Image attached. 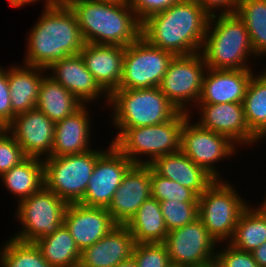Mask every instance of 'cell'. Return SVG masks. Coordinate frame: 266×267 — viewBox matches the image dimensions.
Returning a JSON list of instances; mask_svg holds the SVG:
<instances>
[{"label": "cell", "instance_id": "40", "mask_svg": "<svg viewBox=\"0 0 266 267\" xmlns=\"http://www.w3.org/2000/svg\"><path fill=\"white\" fill-rule=\"evenodd\" d=\"M0 121L8 126L12 122V106L8 86V68L0 65Z\"/></svg>", "mask_w": 266, "mask_h": 267}, {"label": "cell", "instance_id": "23", "mask_svg": "<svg viewBox=\"0 0 266 267\" xmlns=\"http://www.w3.org/2000/svg\"><path fill=\"white\" fill-rule=\"evenodd\" d=\"M148 165L156 174L189 188L198 197L215 181L210 174L196 165L181 150L157 157Z\"/></svg>", "mask_w": 266, "mask_h": 267}, {"label": "cell", "instance_id": "25", "mask_svg": "<svg viewBox=\"0 0 266 267\" xmlns=\"http://www.w3.org/2000/svg\"><path fill=\"white\" fill-rule=\"evenodd\" d=\"M9 67L8 86L10 89L13 121L16 115L36 108L39 87L47 71L46 68L25 64Z\"/></svg>", "mask_w": 266, "mask_h": 267}, {"label": "cell", "instance_id": "16", "mask_svg": "<svg viewBox=\"0 0 266 267\" xmlns=\"http://www.w3.org/2000/svg\"><path fill=\"white\" fill-rule=\"evenodd\" d=\"M196 108L202 128L225 135L241 147L259 143L250 133L242 103L197 104Z\"/></svg>", "mask_w": 266, "mask_h": 267}, {"label": "cell", "instance_id": "33", "mask_svg": "<svg viewBox=\"0 0 266 267\" xmlns=\"http://www.w3.org/2000/svg\"><path fill=\"white\" fill-rule=\"evenodd\" d=\"M1 267H52L35 243L9 238L0 249Z\"/></svg>", "mask_w": 266, "mask_h": 267}, {"label": "cell", "instance_id": "17", "mask_svg": "<svg viewBox=\"0 0 266 267\" xmlns=\"http://www.w3.org/2000/svg\"><path fill=\"white\" fill-rule=\"evenodd\" d=\"M151 197L150 166L134 164L123 177L107 208L117 225H126Z\"/></svg>", "mask_w": 266, "mask_h": 267}, {"label": "cell", "instance_id": "38", "mask_svg": "<svg viewBox=\"0 0 266 267\" xmlns=\"http://www.w3.org/2000/svg\"><path fill=\"white\" fill-rule=\"evenodd\" d=\"M224 246H221L223 250H216L215 261L220 267H258L252 253L238 250L229 243Z\"/></svg>", "mask_w": 266, "mask_h": 267}, {"label": "cell", "instance_id": "45", "mask_svg": "<svg viewBox=\"0 0 266 267\" xmlns=\"http://www.w3.org/2000/svg\"><path fill=\"white\" fill-rule=\"evenodd\" d=\"M7 130V126L0 121V136Z\"/></svg>", "mask_w": 266, "mask_h": 267}, {"label": "cell", "instance_id": "9", "mask_svg": "<svg viewBox=\"0 0 266 267\" xmlns=\"http://www.w3.org/2000/svg\"><path fill=\"white\" fill-rule=\"evenodd\" d=\"M17 204L14 214L22 227L18 234L10 236L16 240L34 243L63 224L67 203L45 186Z\"/></svg>", "mask_w": 266, "mask_h": 267}, {"label": "cell", "instance_id": "44", "mask_svg": "<svg viewBox=\"0 0 266 267\" xmlns=\"http://www.w3.org/2000/svg\"><path fill=\"white\" fill-rule=\"evenodd\" d=\"M115 267H138L135 259L131 256L128 260L122 261L117 264Z\"/></svg>", "mask_w": 266, "mask_h": 267}, {"label": "cell", "instance_id": "29", "mask_svg": "<svg viewBox=\"0 0 266 267\" xmlns=\"http://www.w3.org/2000/svg\"><path fill=\"white\" fill-rule=\"evenodd\" d=\"M242 104L250 133L263 141L266 138V68L251 77Z\"/></svg>", "mask_w": 266, "mask_h": 267}, {"label": "cell", "instance_id": "7", "mask_svg": "<svg viewBox=\"0 0 266 267\" xmlns=\"http://www.w3.org/2000/svg\"><path fill=\"white\" fill-rule=\"evenodd\" d=\"M233 187L230 181L215 180L198 197V218L220 244L232 239L241 213L250 204Z\"/></svg>", "mask_w": 266, "mask_h": 267}, {"label": "cell", "instance_id": "27", "mask_svg": "<svg viewBox=\"0 0 266 267\" xmlns=\"http://www.w3.org/2000/svg\"><path fill=\"white\" fill-rule=\"evenodd\" d=\"M4 187L18 198V203L44 186L43 159L27 157L0 176Z\"/></svg>", "mask_w": 266, "mask_h": 267}, {"label": "cell", "instance_id": "4", "mask_svg": "<svg viewBox=\"0 0 266 267\" xmlns=\"http://www.w3.org/2000/svg\"><path fill=\"white\" fill-rule=\"evenodd\" d=\"M201 53L209 69H252L248 61L257 59L246 25L236 12L210 16Z\"/></svg>", "mask_w": 266, "mask_h": 267}, {"label": "cell", "instance_id": "47", "mask_svg": "<svg viewBox=\"0 0 266 267\" xmlns=\"http://www.w3.org/2000/svg\"><path fill=\"white\" fill-rule=\"evenodd\" d=\"M202 267H220L216 261L210 263V264H207V265H203Z\"/></svg>", "mask_w": 266, "mask_h": 267}, {"label": "cell", "instance_id": "48", "mask_svg": "<svg viewBox=\"0 0 266 267\" xmlns=\"http://www.w3.org/2000/svg\"><path fill=\"white\" fill-rule=\"evenodd\" d=\"M99 1H111V2H117V3H127L129 0H99Z\"/></svg>", "mask_w": 266, "mask_h": 267}, {"label": "cell", "instance_id": "21", "mask_svg": "<svg viewBox=\"0 0 266 267\" xmlns=\"http://www.w3.org/2000/svg\"><path fill=\"white\" fill-rule=\"evenodd\" d=\"M124 51L125 47L119 45L86 43L79 52L86 68L108 95L119 88Z\"/></svg>", "mask_w": 266, "mask_h": 267}, {"label": "cell", "instance_id": "8", "mask_svg": "<svg viewBox=\"0 0 266 267\" xmlns=\"http://www.w3.org/2000/svg\"><path fill=\"white\" fill-rule=\"evenodd\" d=\"M100 149L44 158V186L67 204L79 203L84 197L97 159L106 151L102 147Z\"/></svg>", "mask_w": 266, "mask_h": 267}, {"label": "cell", "instance_id": "26", "mask_svg": "<svg viewBox=\"0 0 266 267\" xmlns=\"http://www.w3.org/2000/svg\"><path fill=\"white\" fill-rule=\"evenodd\" d=\"M125 226L135 243H164L168 234L159 201L152 196L145 200Z\"/></svg>", "mask_w": 266, "mask_h": 267}, {"label": "cell", "instance_id": "14", "mask_svg": "<svg viewBox=\"0 0 266 267\" xmlns=\"http://www.w3.org/2000/svg\"><path fill=\"white\" fill-rule=\"evenodd\" d=\"M108 148L95 163L81 205L108 208L123 177L134 165L112 143Z\"/></svg>", "mask_w": 266, "mask_h": 267}, {"label": "cell", "instance_id": "12", "mask_svg": "<svg viewBox=\"0 0 266 267\" xmlns=\"http://www.w3.org/2000/svg\"><path fill=\"white\" fill-rule=\"evenodd\" d=\"M191 120L190 115L182 126L180 150L215 180H221L223 176L219 175L215 163L230 159L229 156L237 152L238 145L227 136L204 129Z\"/></svg>", "mask_w": 266, "mask_h": 267}, {"label": "cell", "instance_id": "36", "mask_svg": "<svg viewBox=\"0 0 266 267\" xmlns=\"http://www.w3.org/2000/svg\"><path fill=\"white\" fill-rule=\"evenodd\" d=\"M132 257L138 267H172L164 243H135Z\"/></svg>", "mask_w": 266, "mask_h": 267}, {"label": "cell", "instance_id": "42", "mask_svg": "<svg viewBox=\"0 0 266 267\" xmlns=\"http://www.w3.org/2000/svg\"><path fill=\"white\" fill-rule=\"evenodd\" d=\"M258 267H266V242L251 252Z\"/></svg>", "mask_w": 266, "mask_h": 267}, {"label": "cell", "instance_id": "5", "mask_svg": "<svg viewBox=\"0 0 266 267\" xmlns=\"http://www.w3.org/2000/svg\"><path fill=\"white\" fill-rule=\"evenodd\" d=\"M189 116V113L180 111L161 124L116 128L118 133L110 143L134 164L148 165L157 157L180 151L181 129Z\"/></svg>", "mask_w": 266, "mask_h": 267}, {"label": "cell", "instance_id": "22", "mask_svg": "<svg viewBox=\"0 0 266 267\" xmlns=\"http://www.w3.org/2000/svg\"><path fill=\"white\" fill-rule=\"evenodd\" d=\"M134 239L125 225L115 226L108 234L81 252L83 267H115L132 256Z\"/></svg>", "mask_w": 266, "mask_h": 267}, {"label": "cell", "instance_id": "15", "mask_svg": "<svg viewBox=\"0 0 266 267\" xmlns=\"http://www.w3.org/2000/svg\"><path fill=\"white\" fill-rule=\"evenodd\" d=\"M55 123L37 108L18 114L7 131L22 147L27 157H51ZM45 155V156H44Z\"/></svg>", "mask_w": 266, "mask_h": 267}, {"label": "cell", "instance_id": "19", "mask_svg": "<svg viewBox=\"0 0 266 267\" xmlns=\"http://www.w3.org/2000/svg\"><path fill=\"white\" fill-rule=\"evenodd\" d=\"M63 224L81 252L117 226L107 208L87 207L79 203L67 204Z\"/></svg>", "mask_w": 266, "mask_h": 267}, {"label": "cell", "instance_id": "46", "mask_svg": "<svg viewBox=\"0 0 266 267\" xmlns=\"http://www.w3.org/2000/svg\"><path fill=\"white\" fill-rule=\"evenodd\" d=\"M263 198H264L263 199L264 201L261 204H259L258 206L266 213V196H264Z\"/></svg>", "mask_w": 266, "mask_h": 267}, {"label": "cell", "instance_id": "6", "mask_svg": "<svg viewBox=\"0 0 266 267\" xmlns=\"http://www.w3.org/2000/svg\"><path fill=\"white\" fill-rule=\"evenodd\" d=\"M109 108L115 128L157 125L171 120L180 112L159 87L116 89L109 95Z\"/></svg>", "mask_w": 266, "mask_h": 267}, {"label": "cell", "instance_id": "18", "mask_svg": "<svg viewBox=\"0 0 266 267\" xmlns=\"http://www.w3.org/2000/svg\"><path fill=\"white\" fill-rule=\"evenodd\" d=\"M46 70L51 78L71 92L83 105H91L95 100L98 102L103 96V103L108 107L109 95L95 81L80 54L55 61Z\"/></svg>", "mask_w": 266, "mask_h": 267}, {"label": "cell", "instance_id": "41", "mask_svg": "<svg viewBox=\"0 0 266 267\" xmlns=\"http://www.w3.org/2000/svg\"><path fill=\"white\" fill-rule=\"evenodd\" d=\"M196 1L204 8V10L210 16L216 14L235 13L238 5V0H196Z\"/></svg>", "mask_w": 266, "mask_h": 267}, {"label": "cell", "instance_id": "34", "mask_svg": "<svg viewBox=\"0 0 266 267\" xmlns=\"http://www.w3.org/2000/svg\"><path fill=\"white\" fill-rule=\"evenodd\" d=\"M151 196L159 202L172 200L177 202H198V196L178 182L156 174L150 167Z\"/></svg>", "mask_w": 266, "mask_h": 267}, {"label": "cell", "instance_id": "28", "mask_svg": "<svg viewBox=\"0 0 266 267\" xmlns=\"http://www.w3.org/2000/svg\"><path fill=\"white\" fill-rule=\"evenodd\" d=\"M83 104L48 74L41 81L36 108L54 123L72 115Z\"/></svg>", "mask_w": 266, "mask_h": 267}, {"label": "cell", "instance_id": "2", "mask_svg": "<svg viewBox=\"0 0 266 267\" xmlns=\"http://www.w3.org/2000/svg\"><path fill=\"white\" fill-rule=\"evenodd\" d=\"M42 12L27 35L22 63L47 69L55 61L79 54L86 43L76 14L64 0Z\"/></svg>", "mask_w": 266, "mask_h": 267}, {"label": "cell", "instance_id": "35", "mask_svg": "<svg viewBox=\"0 0 266 267\" xmlns=\"http://www.w3.org/2000/svg\"><path fill=\"white\" fill-rule=\"evenodd\" d=\"M159 204L168 232L182 228L198 218V202L164 200Z\"/></svg>", "mask_w": 266, "mask_h": 267}, {"label": "cell", "instance_id": "11", "mask_svg": "<svg viewBox=\"0 0 266 267\" xmlns=\"http://www.w3.org/2000/svg\"><path fill=\"white\" fill-rule=\"evenodd\" d=\"M206 70L207 65L201 52L175 56L159 88L179 111L192 115L190 110L198 103Z\"/></svg>", "mask_w": 266, "mask_h": 267}, {"label": "cell", "instance_id": "20", "mask_svg": "<svg viewBox=\"0 0 266 267\" xmlns=\"http://www.w3.org/2000/svg\"><path fill=\"white\" fill-rule=\"evenodd\" d=\"M254 74L251 69L207 68L197 104L242 103Z\"/></svg>", "mask_w": 266, "mask_h": 267}, {"label": "cell", "instance_id": "31", "mask_svg": "<svg viewBox=\"0 0 266 267\" xmlns=\"http://www.w3.org/2000/svg\"><path fill=\"white\" fill-rule=\"evenodd\" d=\"M34 243L52 267H67L80 263L81 251L64 224L53 234Z\"/></svg>", "mask_w": 266, "mask_h": 267}, {"label": "cell", "instance_id": "43", "mask_svg": "<svg viewBox=\"0 0 266 267\" xmlns=\"http://www.w3.org/2000/svg\"><path fill=\"white\" fill-rule=\"evenodd\" d=\"M40 1V0H8L9 4L11 5V7H15V8H20L23 7L24 5H30L35 4V2ZM42 1V0H41ZM58 0H44L42 2H44V8H47L49 6H53Z\"/></svg>", "mask_w": 266, "mask_h": 267}, {"label": "cell", "instance_id": "37", "mask_svg": "<svg viewBox=\"0 0 266 267\" xmlns=\"http://www.w3.org/2000/svg\"><path fill=\"white\" fill-rule=\"evenodd\" d=\"M26 158L27 156L22 147L6 130L0 136V176L12 167L20 164Z\"/></svg>", "mask_w": 266, "mask_h": 267}, {"label": "cell", "instance_id": "1", "mask_svg": "<svg viewBox=\"0 0 266 267\" xmlns=\"http://www.w3.org/2000/svg\"><path fill=\"white\" fill-rule=\"evenodd\" d=\"M209 19L196 0H180L143 21L141 37L175 56L196 54L202 51Z\"/></svg>", "mask_w": 266, "mask_h": 267}, {"label": "cell", "instance_id": "30", "mask_svg": "<svg viewBox=\"0 0 266 267\" xmlns=\"http://www.w3.org/2000/svg\"><path fill=\"white\" fill-rule=\"evenodd\" d=\"M266 242V213L257 205H248L241 213L234 235L228 242L234 248L252 252Z\"/></svg>", "mask_w": 266, "mask_h": 267}, {"label": "cell", "instance_id": "3", "mask_svg": "<svg viewBox=\"0 0 266 267\" xmlns=\"http://www.w3.org/2000/svg\"><path fill=\"white\" fill-rule=\"evenodd\" d=\"M64 1L76 14L85 43L126 47L141 37L142 23L128 2Z\"/></svg>", "mask_w": 266, "mask_h": 267}, {"label": "cell", "instance_id": "32", "mask_svg": "<svg viewBox=\"0 0 266 267\" xmlns=\"http://www.w3.org/2000/svg\"><path fill=\"white\" fill-rule=\"evenodd\" d=\"M236 14L249 33L254 54L266 56V0H238Z\"/></svg>", "mask_w": 266, "mask_h": 267}, {"label": "cell", "instance_id": "39", "mask_svg": "<svg viewBox=\"0 0 266 267\" xmlns=\"http://www.w3.org/2000/svg\"><path fill=\"white\" fill-rule=\"evenodd\" d=\"M180 0H129L128 4L142 23L150 16L163 12Z\"/></svg>", "mask_w": 266, "mask_h": 267}, {"label": "cell", "instance_id": "13", "mask_svg": "<svg viewBox=\"0 0 266 267\" xmlns=\"http://www.w3.org/2000/svg\"><path fill=\"white\" fill-rule=\"evenodd\" d=\"M164 244L172 267H202L215 261L216 247L220 245L197 218L168 232Z\"/></svg>", "mask_w": 266, "mask_h": 267}, {"label": "cell", "instance_id": "49", "mask_svg": "<svg viewBox=\"0 0 266 267\" xmlns=\"http://www.w3.org/2000/svg\"><path fill=\"white\" fill-rule=\"evenodd\" d=\"M67 267H83L80 263L72 265V266H67Z\"/></svg>", "mask_w": 266, "mask_h": 267}, {"label": "cell", "instance_id": "10", "mask_svg": "<svg viewBox=\"0 0 266 267\" xmlns=\"http://www.w3.org/2000/svg\"><path fill=\"white\" fill-rule=\"evenodd\" d=\"M175 55L149 44L143 37L125 47L118 89L159 87Z\"/></svg>", "mask_w": 266, "mask_h": 267}, {"label": "cell", "instance_id": "24", "mask_svg": "<svg viewBox=\"0 0 266 267\" xmlns=\"http://www.w3.org/2000/svg\"><path fill=\"white\" fill-rule=\"evenodd\" d=\"M88 106L82 105L72 115L55 123L51 156H65L88 152L92 149ZM91 147V148H90Z\"/></svg>", "mask_w": 266, "mask_h": 267}]
</instances>
